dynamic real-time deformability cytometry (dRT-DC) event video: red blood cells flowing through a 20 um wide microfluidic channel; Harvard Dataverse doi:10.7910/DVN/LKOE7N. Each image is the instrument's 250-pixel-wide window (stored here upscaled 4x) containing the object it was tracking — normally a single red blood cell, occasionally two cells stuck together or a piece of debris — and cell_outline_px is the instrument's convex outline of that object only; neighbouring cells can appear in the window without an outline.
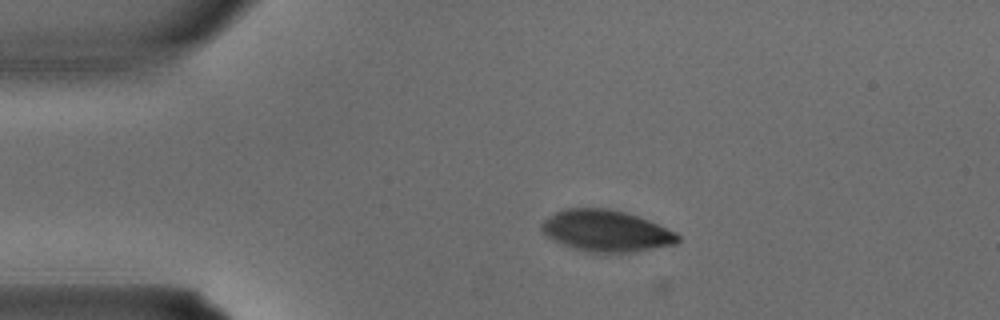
{"species": "common noctule bat (a hibernating species)", "species_latin": "Nyctalus noctula", "temperature_condition": "warm", "stored_images_in_passage": 2, "camera_frame_rate_fps": 3000, "um_per_image_px": 0.085, "animal": {"sex": "male", "body_mass_g": 15.6}, "frame": {"image": 1, "passage_image": 1, "time_ms": 0.0, "image_size_px": [1000, 320], "cell_outline_px": [[680, 240], [676, 244], [632, 252], [584, 252], [572, 248], [552, 240], [540, 228], [540, 224], [544, 220], [556, 212], [564, 208], [608, 208], [624, 212], [648, 220], [676, 232], [680, 236]], "centroid_in_image_um": [51.51, 19.63], "position_along_channel_um": 33.5, "area_um2": 32.83}}